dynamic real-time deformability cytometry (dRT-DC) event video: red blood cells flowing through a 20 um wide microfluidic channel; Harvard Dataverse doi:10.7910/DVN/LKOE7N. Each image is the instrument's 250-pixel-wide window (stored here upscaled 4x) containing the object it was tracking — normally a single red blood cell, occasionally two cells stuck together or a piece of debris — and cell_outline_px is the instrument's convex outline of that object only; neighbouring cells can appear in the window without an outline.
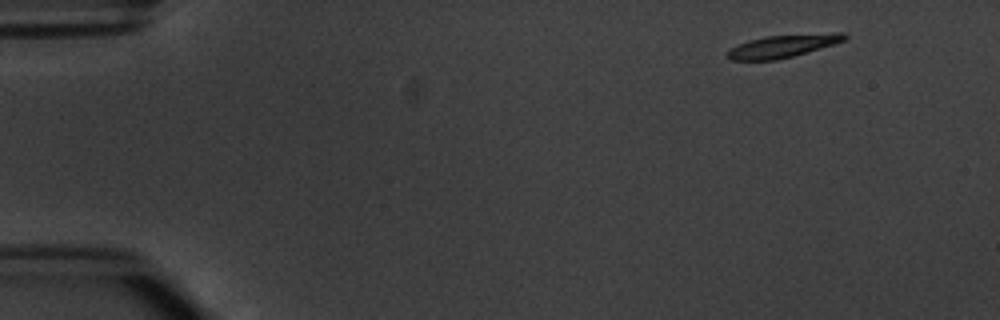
{"species": "common noctule bat (a hibernating species)", "species_latin": "Nyctalus noctula", "temperature_condition": "warm", "stored_images_in_passage": 4, "camera_frame_rate_fps": 3000, "um_per_image_px": 0.085, "animal": {"sex": "male", "body_mass_g": 20.1, "forearm_length_mm": 53.5}, "frame": {"image": 1, "passage_image": 1, "time_ms": 0.0, "image_size_px": [1000, 320], "cell_outline_px": [[848, 40], [792, 56], [776, 60], [732, 60], [724, 56], [736, 44], [748, 40], [764, 36], [836, 32], [844, 32], [848, 36]], "centroid_in_image_um": [66.56, 3.9], "position_along_channel_um": 18.4, "area_um2": 15.66}}
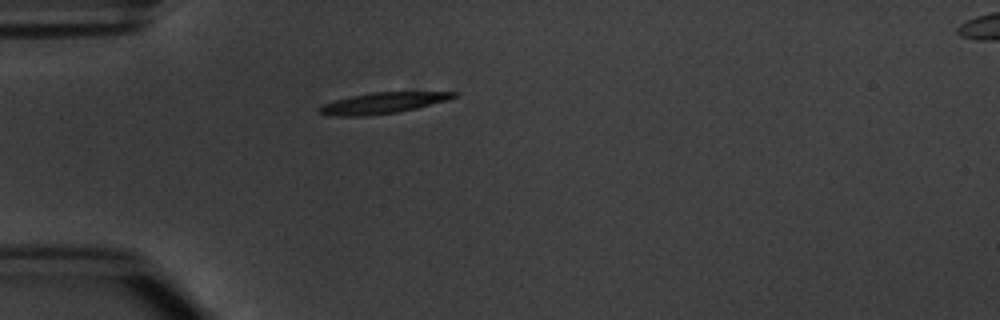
{"frame": {"image": 2, "passage_image": 4, "time_ms": 3.333, "image_size_px": [1000, 320], "cell_outline_px": [[460, 92], [456, 96], [448, 100], [416, 108], [396, 112], [364, 116], [336, 116], [320, 112], [316, 108], [324, 104], [336, 100], [352, 96], [372, 92]], "centroid_in_image_um": [32.55, 8.75], "position_along_channel_um": 52.4, "area_um2": 16.13}}